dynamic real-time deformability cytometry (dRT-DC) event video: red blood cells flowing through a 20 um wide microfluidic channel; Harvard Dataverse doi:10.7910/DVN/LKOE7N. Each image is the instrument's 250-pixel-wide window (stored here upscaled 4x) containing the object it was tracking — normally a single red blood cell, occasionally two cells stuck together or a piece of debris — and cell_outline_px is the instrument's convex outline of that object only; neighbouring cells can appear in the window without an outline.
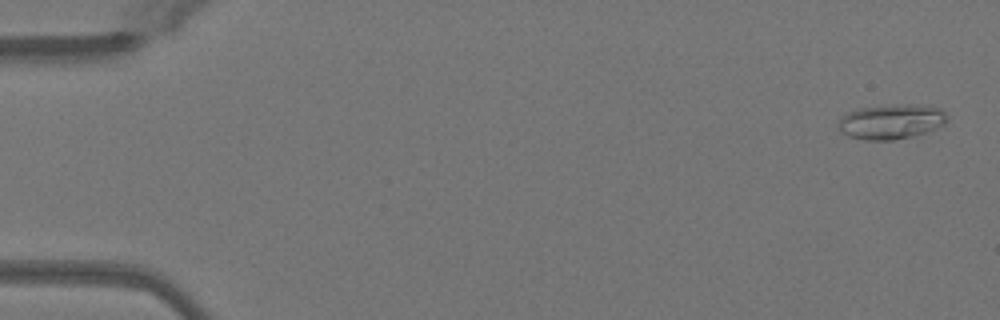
{"species": "Egyptian fruit bat (a non-hibernating species)", "species_latin": "Rousettus aegyptiacus", "temperature_condition": "warm", "stored_images_in_passage": 50, "camera_frame_rate_fps": 3000, "um_per_image_px": 0.085, "animal": {"sex": "female"}, "frame": {"image": 1, "passage_image": 2, "time_ms": 0.333, "image_size_px": [1000, 320], "cell_outline_px": [[948, 120], [944, 124], [924, 132], [912, 136], [892, 140], [864, 140], [848, 136], [840, 132], [836, 128], [840, 120], [848, 112], [856, 108], [896, 104], [908, 104], [940, 108], [948, 116]], "centroid_in_image_um": [75.71, 10.34], "position_along_channel_um": 9.3, "area_um2": 22.08}}
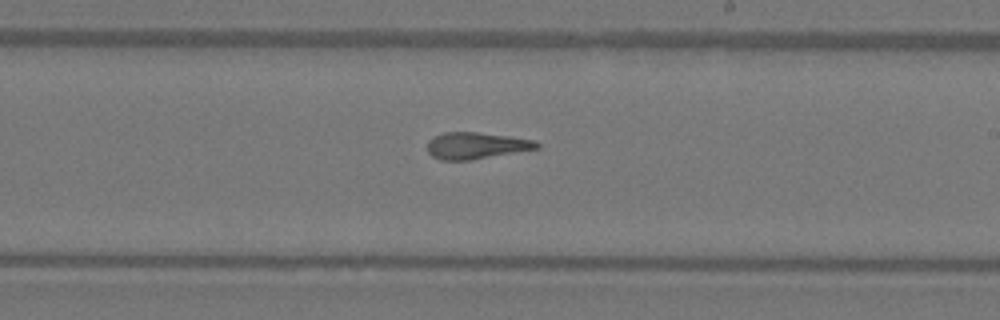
{"frame": {"image": 2, "passage_image": 30, "time_ms": 9.667, "image_size_px": [1000, 320], "cell_outline_px": [[540, 148], [472, 160], [440, 160], [432, 156], [428, 152], [428, 140], [432, 136], [444, 132], [476, 132], [508, 136], [536, 140], [540, 144]], "centroid_in_image_um": [40.47, 12.37], "position_along_channel_um": 248.5, "area_um2": 17.11}}
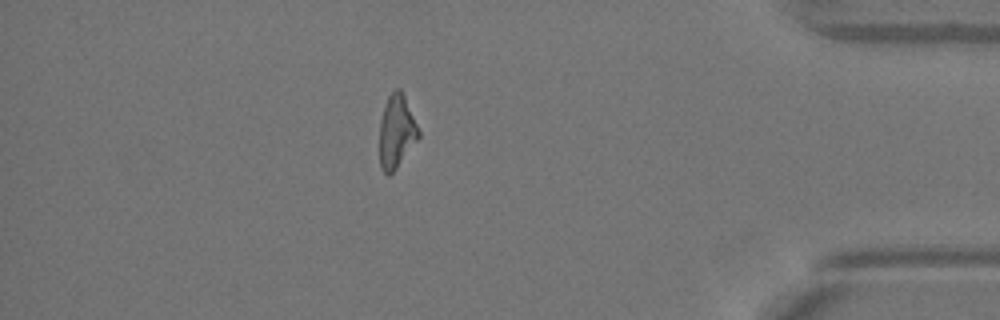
{"frame": {"image": 3, "passage_image": 44, "time_ms": 14.333, "image_size_px": [1000, 320], "cell_outline_px": [[420, 136], [396, 168], [388, 176], [380, 168], [380, 120], [388, 96], [396, 88], [400, 88], [404, 96], [420, 132]], "centroid_in_image_um": [33.69, 11.19], "position_along_channel_um": 401.5, "area_um2": 16.3}, "authors_computed_cell_mechanics": {"area_um2": 17.5134, "velocity_mm_per_s": 4.0957, "shape_relaxation_time_tau1_ms": 10.4677, "shape_relaxation_time_tau2_ms": 2.6916, "deformation_change_tau1": 0.3249, "deformation_change_tau2": 0.1131}}